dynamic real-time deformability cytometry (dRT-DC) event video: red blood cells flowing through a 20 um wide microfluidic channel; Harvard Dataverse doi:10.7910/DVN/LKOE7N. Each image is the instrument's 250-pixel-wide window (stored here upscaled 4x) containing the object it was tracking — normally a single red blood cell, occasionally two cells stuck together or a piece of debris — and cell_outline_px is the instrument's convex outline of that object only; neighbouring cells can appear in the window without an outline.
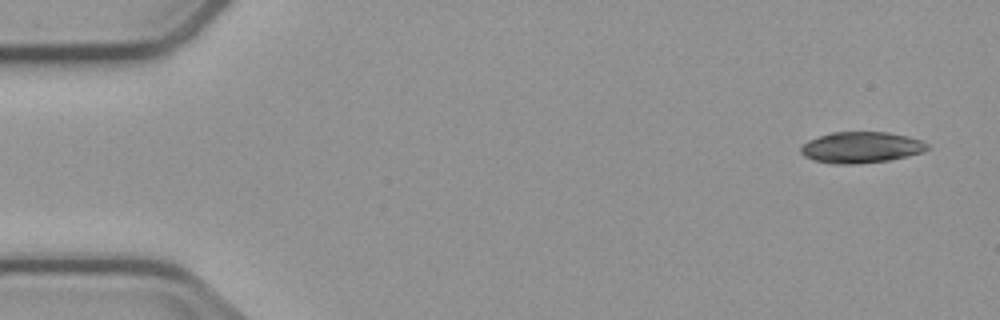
{"species": "common noctule bat (a hibernating species)", "species_latin": "Nyctalus noctula", "temperature_condition": "cold", "stored_images_in_passage": 5, "camera_frame_rate_fps": 3000, "um_per_image_px": 0.085, "animal": {"sex": "male", "body_mass_g": 23.1, "forearm_length_mm": 52.7}, "frame": {"image": 1, "passage_image": 1, "time_ms": 0.0, "image_size_px": [1000, 320], "cell_outline_px": [[932, 148], [924, 152], [908, 156], [888, 160], [852, 164], [832, 164], [812, 160], [804, 156], [800, 152], [800, 148], [808, 140], [832, 132], [888, 132], [908, 136], [920, 140], [928, 144]], "centroid_in_image_um": [73.21, 12.53], "position_along_channel_um": 11.8, "area_um2": 23.06}}